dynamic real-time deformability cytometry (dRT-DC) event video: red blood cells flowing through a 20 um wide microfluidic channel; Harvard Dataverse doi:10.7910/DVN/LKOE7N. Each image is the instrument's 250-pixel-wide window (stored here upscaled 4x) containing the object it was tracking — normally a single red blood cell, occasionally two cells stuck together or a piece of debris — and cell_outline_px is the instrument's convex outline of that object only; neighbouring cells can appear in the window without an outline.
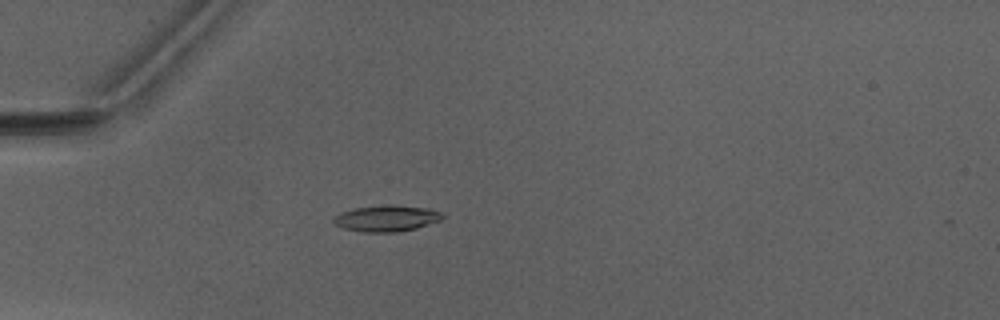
{"species": "Egyptian fruit bat (a non-hibernating species)", "species_latin": "Rousettus aegyptiacus", "temperature_condition": "warm", "stored_images_in_passage": 4, "camera_frame_rate_fps": 3000, "um_per_image_px": 0.085, "animal": {"sex": "male"}, "frame": {"image": 1, "passage_image": 4, "time_ms": 3.333, "image_size_px": [1000, 320], "cell_outline_px": [[444, 216], [440, 220], [416, 228], [396, 232], [364, 232], [344, 228], [336, 224], [332, 220], [332, 216], [340, 212], [352, 208], [392, 204], [432, 208], [440, 212]], "centroid_in_image_um": [32.84, 18.54], "position_along_channel_um": 52.2, "area_um2": 16.76}}